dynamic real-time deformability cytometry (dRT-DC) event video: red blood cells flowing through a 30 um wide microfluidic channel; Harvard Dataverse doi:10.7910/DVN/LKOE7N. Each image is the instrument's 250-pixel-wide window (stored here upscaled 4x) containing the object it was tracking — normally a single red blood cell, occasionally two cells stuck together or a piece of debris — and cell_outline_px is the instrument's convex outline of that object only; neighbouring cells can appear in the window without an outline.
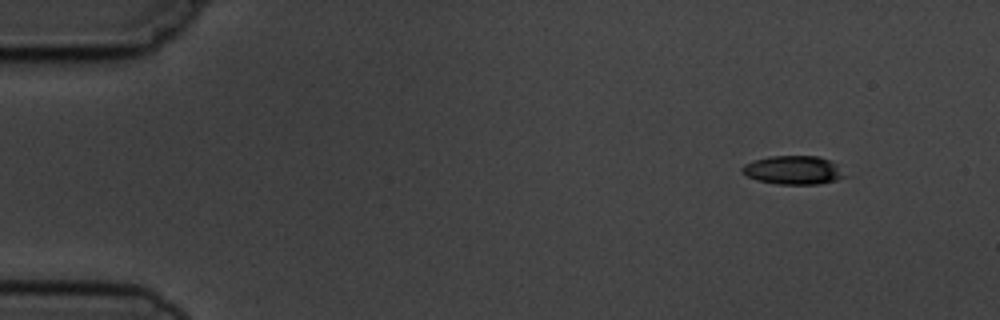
{"species": "common noctule bat (a hibernating species)", "species_latin": "Nyctalus noctula", "temperature_condition": "cold", "stored_images_in_passage": 4, "camera_frame_rate_fps": 3000, "um_per_image_px": 0.085, "animal": {"sex": "male", "body_mass_g": 19.5, "forearm_length_mm": 54.6}, "frame": {"image": 1, "passage_image": 1, "time_ms": 0.0, "image_size_px": [1000, 320], "cell_outline_px": [[848, 176], [836, 180], [820, 184], [776, 184], [756, 180], [748, 176], [740, 168], [744, 164], [768, 156], [820, 156], [836, 164]], "centroid_in_image_um": [67.45, 14.46], "position_along_channel_um": 17.5, "area_um2": 17.11}}
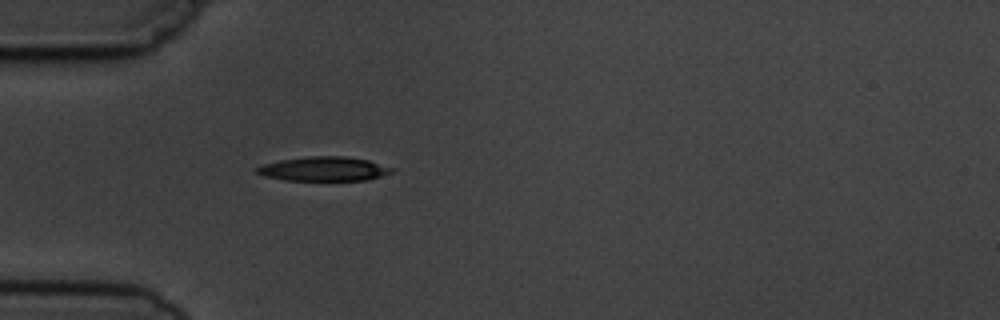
{"frame": {"image": 2, "passage_image": 4, "time_ms": 3.667, "image_size_px": [1000, 320], "cell_outline_px": [[396, 172], [368, 180], [284, 180], [264, 176], [256, 172], [256, 168], [264, 164], [280, 160], [312, 156], [344, 156], [368, 160], [396, 168]], "centroid_in_image_um": [27.61, 14.36], "position_along_channel_um": 57.4, "area_um2": 19.13}}